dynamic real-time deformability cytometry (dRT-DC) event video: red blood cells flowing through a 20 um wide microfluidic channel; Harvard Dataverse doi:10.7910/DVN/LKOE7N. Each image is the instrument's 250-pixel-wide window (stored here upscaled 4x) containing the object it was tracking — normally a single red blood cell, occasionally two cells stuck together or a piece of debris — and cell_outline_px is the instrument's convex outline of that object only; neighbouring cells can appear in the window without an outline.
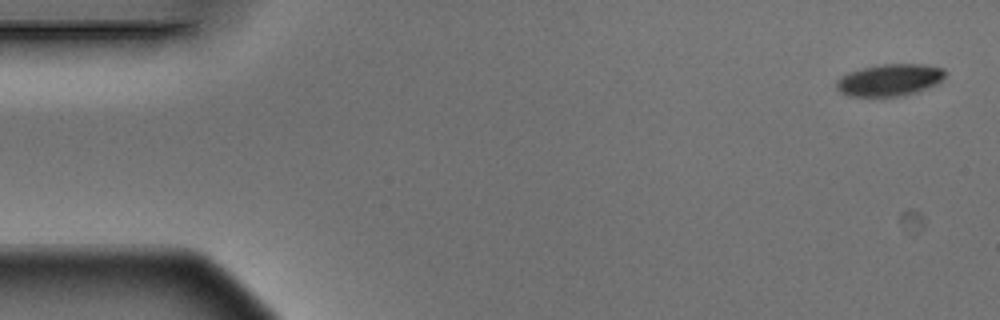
{"species": "Egyptian fruit bat (a non-hibernating species)", "species_latin": "Rousettus aegyptiacus", "temperature_condition": "warm", "stored_images_in_passage": 4, "camera_frame_rate_fps": 3000, "um_per_image_px": 0.085, "animal": {"sex": "male"}, "frame": {"image": 1, "passage_image": 1, "time_ms": 0.0, "image_size_px": [1000, 320], "cell_outline_px": [[944, 76], [936, 84], [916, 92], [904, 96], [848, 96], [840, 92], [836, 88], [836, 80], [840, 76], [848, 72], [864, 68], [884, 64], [924, 64], [944, 68]], "centroid_in_image_um": [75.58, 6.8], "position_along_channel_um": 9.4, "area_um2": 20.17}}
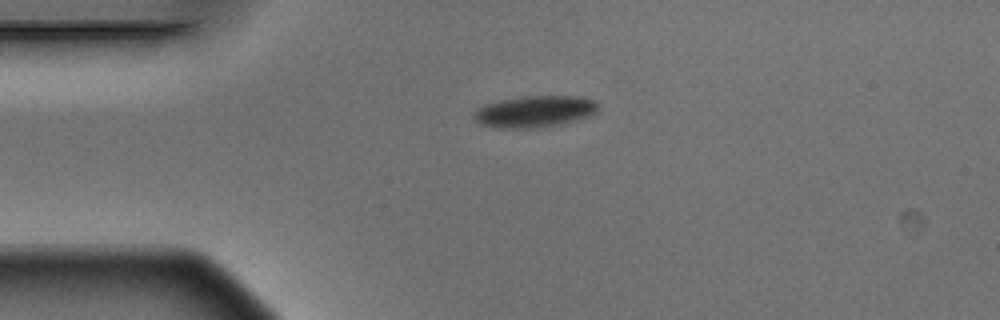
{"frame": {"image": 2, "passage_image": 4, "time_ms": 1.0, "image_size_px": [1000, 320], "cell_outline_px": [[596, 112], [588, 116], [576, 120], [560, 124], [536, 128], [500, 128], [480, 124], [472, 116], [472, 112], [476, 108], [484, 104], [500, 100], [524, 96], [580, 96], [596, 100]], "centroid_in_image_um": [45.4, 9.47], "position_along_channel_um": 39.6, "area_um2": 22.95}}